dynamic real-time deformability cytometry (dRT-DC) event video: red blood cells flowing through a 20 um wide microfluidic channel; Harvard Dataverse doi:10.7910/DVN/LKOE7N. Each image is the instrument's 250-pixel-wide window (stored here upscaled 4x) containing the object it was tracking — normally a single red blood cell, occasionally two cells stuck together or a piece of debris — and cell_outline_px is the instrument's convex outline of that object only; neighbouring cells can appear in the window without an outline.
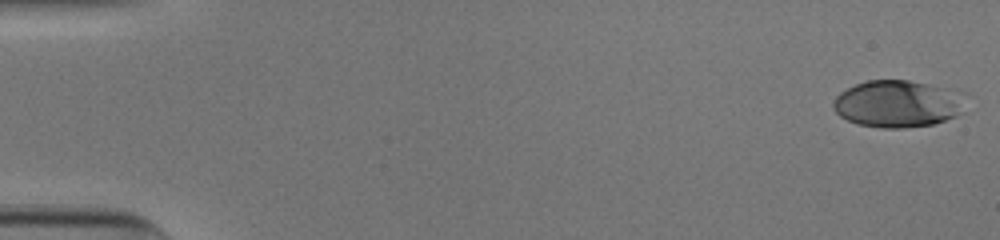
{"species": "human", "species_latin": "Homo sapiens", "temperature_condition": "cold", "stored_images_in_passage": 53, "camera_frame_rate_fps": 3000, "um_per_image_px": 0.085, "donor": {"sex": "male"}, "frame": {"image": 1, "passage_image": 1, "time_ms": 0.0, "image_size_px": [1000, 240], "cell_outline_px": [[968, 92], [964, 112], [956, 116], [932, 124], [904, 128], [884, 128], [856, 124], [840, 116], [832, 108], [832, 104], [836, 96], [840, 92], [856, 84], [868, 80], [908, 80]], "centroid_in_image_um": [76.38, 8.81], "position_along_channel_um": 8.6, "area_um2": 36.88}}
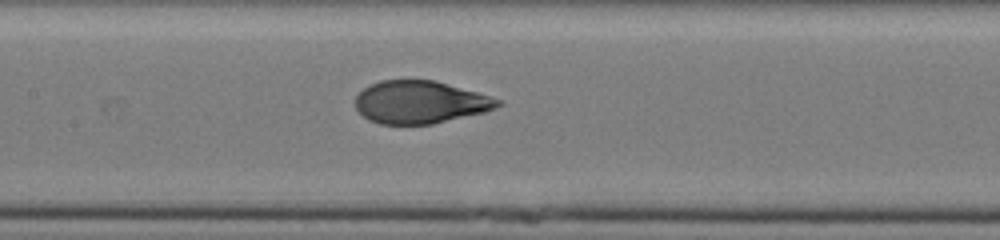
{"frame": {"image": 2, "passage_image": 26, "time_ms": 8.333, "image_size_px": [1000, 240], "cell_outline_px": [[504, 104], [496, 108], [484, 112], [432, 124], [380, 124], [368, 120], [356, 108], [356, 96], [368, 84], [380, 80], [436, 80], [504, 100]], "centroid_in_image_um": [35.73, 8.68], "position_along_channel_um": 171.7, "area_um2": 35.55}}
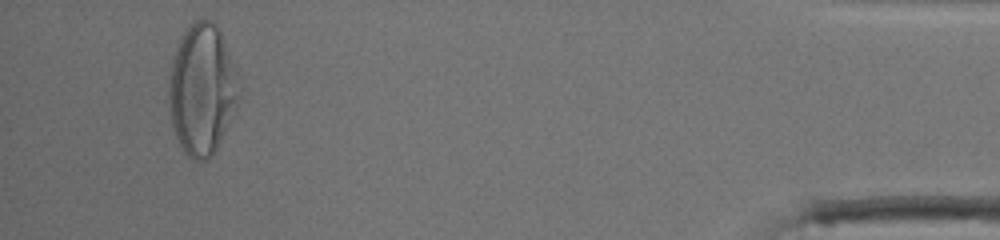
{"frame": {"image": 3, "passage_image": 50, "time_ms": 16.333, "image_size_px": [1000, 240], "cell_outline_px": [[244, 88], [220, 140], [216, 148], [208, 160], [200, 164], [192, 160], [184, 152], [176, 136], [172, 124], [168, 100], [168, 88], [172, 56], [180, 36], [200, 16], [212, 20], [216, 24], [220, 32]], "centroid_in_image_um": [17.18, 7.59], "position_along_channel_um": 418.0, "area_um2": 53.99}, "authors_computed_cell_mechanics": {"area_um2": 36.3562, "velocity_mm_per_s": 3.9105, "shape_relaxation_time_tau1_ms": 4.9154, "shape_relaxation_time_tau2_ms": null, "deformation_change_tau1": 0.2241, "deformation_change_tau2": null}}